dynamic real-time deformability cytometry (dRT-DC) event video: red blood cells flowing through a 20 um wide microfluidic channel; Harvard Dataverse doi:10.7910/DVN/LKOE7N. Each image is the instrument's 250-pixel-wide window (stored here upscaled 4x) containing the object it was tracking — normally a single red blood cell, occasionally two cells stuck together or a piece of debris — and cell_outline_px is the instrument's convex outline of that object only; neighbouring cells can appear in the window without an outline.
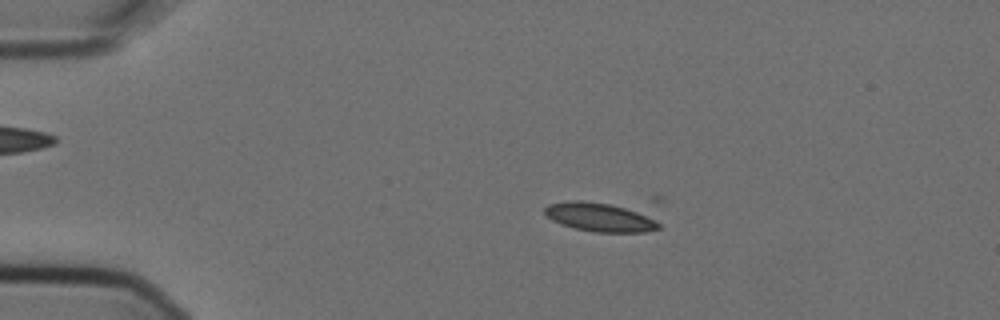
{"species": "Egyptian fruit bat (a non-hibernating species)", "species_latin": "Rousettus aegyptiacus", "temperature_condition": "cold", "stored_images_in_passage": 7, "camera_frame_rate_fps": 3000, "um_per_image_px": 0.085, "animal": {"sex": "female"}, "frame": {"image": 1, "passage_image": 3, "time_ms": 0.667, "image_size_px": [1000, 320], "cell_outline_px": [[660, 228], [644, 232], [592, 232], [560, 224], [552, 220], [544, 212], [544, 208], [548, 204], [572, 200], [580, 200], [608, 204], [624, 208], [636, 212], [660, 224]], "centroid_in_image_um": [50.89, 18.47], "position_along_channel_um": 34.1, "area_um2": 18.55}}
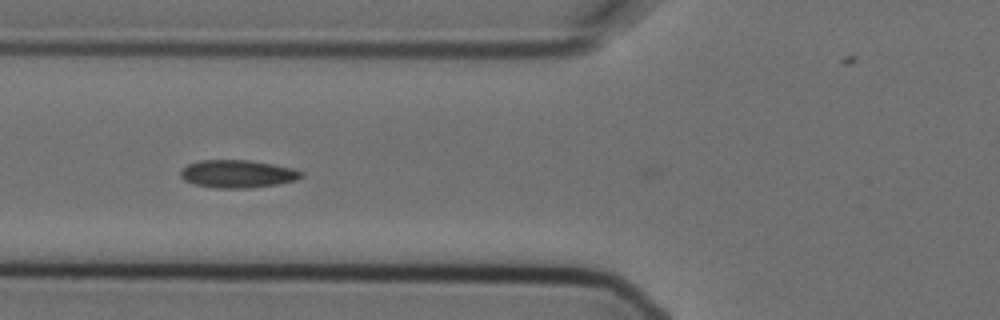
{"frame": {"image": 2, "passage_image": 6, "time_ms": 1.667, "image_size_px": [1000, 320], "cell_outline_px": [[304, 176], [296, 180], [276, 184], [248, 188], [216, 188], [196, 184], [184, 180], [180, 176], [180, 172], [188, 164], [200, 160], [252, 160], [292, 168], [304, 172]], "centroid_in_image_um": [20.21, 14.77], "position_along_channel_um": 105.6, "area_um2": 19.48}}
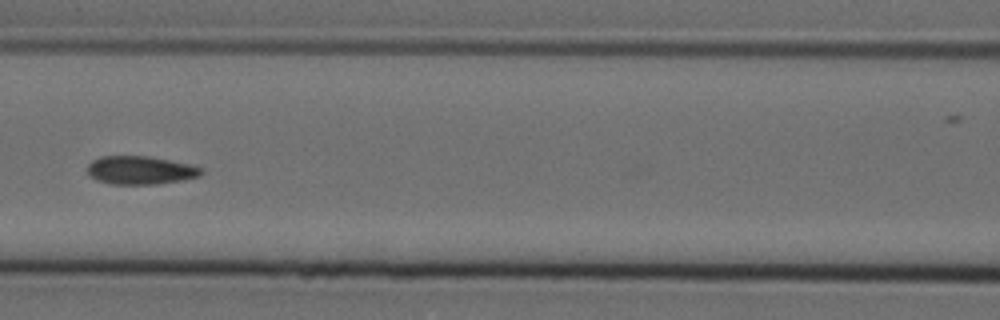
{"frame": {"image": 3, "passage_image": 7, "time_ms": 2.0, "image_size_px": [1000, 320], "cell_outline_px": [[204, 172], [200, 176], [184, 180], [156, 184], [112, 184], [96, 180], [88, 176], [88, 164], [92, 160], [100, 156], [144, 156], [168, 160], [188, 164], [200, 168]], "centroid_in_image_um": [11.89, 14.48], "position_along_channel_um": 154.7, "area_um2": 18.73}}